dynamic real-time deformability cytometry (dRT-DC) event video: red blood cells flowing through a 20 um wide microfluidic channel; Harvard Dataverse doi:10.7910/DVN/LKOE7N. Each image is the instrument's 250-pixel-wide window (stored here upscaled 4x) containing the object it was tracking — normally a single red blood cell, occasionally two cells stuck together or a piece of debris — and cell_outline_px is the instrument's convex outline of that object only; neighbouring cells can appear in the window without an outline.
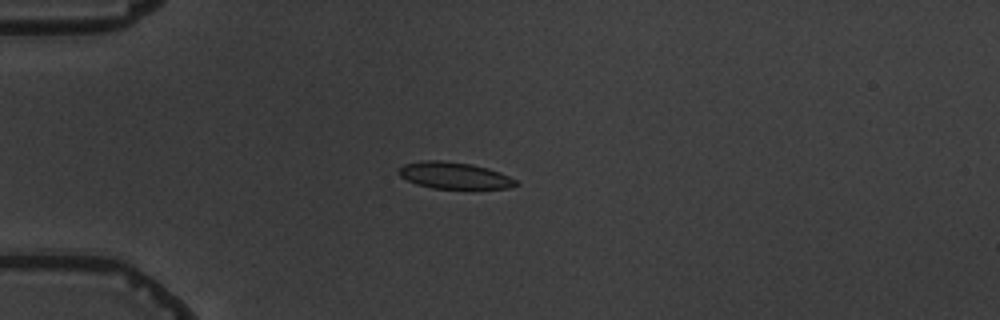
{"species": "common noctule bat (a hibernating species)", "species_latin": "Nyctalus noctula", "temperature_condition": "warm", "stored_images_in_passage": 4, "camera_frame_rate_fps": 3000, "um_per_image_px": 0.085, "animal": {"sex": "male", "body_mass_g": 19.5, "forearm_length_mm": 54.6}, "frame": {"image": 1, "passage_image": 4, "time_ms": 3.333, "image_size_px": [1000, 320], "cell_outline_px": [[520, 184], [508, 188], [432, 188], [416, 184], [400, 176], [396, 172], [404, 164], [420, 160], [444, 160], [472, 164], [488, 168], [500, 172], [516, 180]], "centroid_in_image_um": [38.59, 14.9], "position_along_channel_um": 46.4, "area_um2": 18.21}}